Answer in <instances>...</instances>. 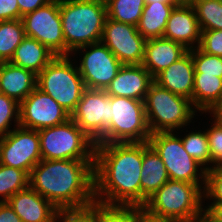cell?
Returning a JSON list of instances; mask_svg holds the SVG:
<instances>
[{
  "label": "cell",
  "instance_id": "obj_1",
  "mask_svg": "<svg viewBox=\"0 0 222 222\" xmlns=\"http://www.w3.org/2000/svg\"><path fill=\"white\" fill-rule=\"evenodd\" d=\"M142 163L143 142L96 144L95 201L140 206Z\"/></svg>",
  "mask_w": 222,
  "mask_h": 222
},
{
  "label": "cell",
  "instance_id": "obj_2",
  "mask_svg": "<svg viewBox=\"0 0 222 222\" xmlns=\"http://www.w3.org/2000/svg\"><path fill=\"white\" fill-rule=\"evenodd\" d=\"M94 161L42 159L29 174V186L56 208L89 205L95 200Z\"/></svg>",
  "mask_w": 222,
  "mask_h": 222
},
{
  "label": "cell",
  "instance_id": "obj_3",
  "mask_svg": "<svg viewBox=\"0 0 222 222\" xmlns=\"http://www.w3.org/2000/svg\"><path fill=\"white\" fill-rule=\"evenodd\" d=\"M60 16L66 43L71 51L101 41L107 18L105 0H60Z\"/></svg>",
  "mask_w": 222,
  "mask_h": 222
},
{
  "label": "cell",
  "instance_id": "obj_4",
  "mask_svg": "<svg viewBox=\"0 0 222 222\" xmlns=\"http://www.w3.org/2000/svg\"><path fill=\"white\" fill-rule=\"evenodd\" d=\"M201 190L194 183L168 180L142 207L161 217H172L185 222H203Z\"/></svg>",
  "mask_w": 222,
  "mask_h": 222
},
{
  "label": "cell",
  "instance_id": "obj_5",
  "mask_svg": "<svg viewBox=\"0 0 222 222\" xmlns=\"http://www.w3.org/2000/svg\"><path fill=\"white\" fill-rule=\"evenodd\" d=\"M191 100L174 94L154 81L144 99L147 123L151 134L173 132L194 118Z\"/></svg>",
  "mask_w": 222,
  "mask_h": 222
},
{
  "label": "cell",
  "instance_id": "obj_6",
  "mask_svg": "<svg viewBox=\"0 0 222 222\" xmlns=\"http://www.w3.org/2000/svg\"><path fill=\"white\" fill-rule=\"evenodd\" d=\"M38 134L44 160H95L96 143L71 118Z\"/></svg>",
  "mask_w": 222,
  "mask_h": 222
},
{
  "label": "cell",
  "instance_id": "obj_7",
  "mask_svg": "<svg viewBox=\"0 0 222 222\" xmlns=\"http://www.w3.org/2000/svg\"><path fill=\"white\" fill-rule=\"evenodd\" d=\"M150 136L144 101L110 96L109 128L96 144L148 142Z\"/></svg>",
  "mask_w": 222,
  "mask_h": 222
},
{
  "label": "cell",
  "instance_id": "obj_8",
  "mask_svg": "<svg viewBox=\"0 0 222 222\" xmlns=\"http://www.w3.org/2000/svg\"><path fill=\"white\" fill-rule=\"evenodd\" d=\"M37 87L51 96L70 115L86 90L78 67L72 66L68 56H56L37 75Z\"/></svg>",
  "mask_w": 222,
  "mask_h": 222
},
{
  "label": "cell",
  "instance_id": "obj_9",
  "mask_svg": "<svg viewBox=\"0 0 222 222\" xmlns=\"http://www.w3.org/2000/svg\"><path fill=\"white\" fill-rule=\"evenodd\" d=\"M148 142L163 161L169 180L194 183L202 188L197 174L202 165L184 149L181 138L172 132H158L151 134Z\"/></svg>",
  "mask_w": 222,
  "mask_h": 222
},
{
  "label": "cell",
  "instance_id": "obj_10",
  "mask_svg": "<svg viewBox=\"0 0 222 222\" xmlns=\"http://www.w3.org/2000/svg\"><path fill=\"white\" fill-rule=\"evenodd\" d=\"M25 36L46 46L56 56H66V43L60 16V0L27 13L22 17Z\"/></svg>",
  "mask_w": 222,
  "mask_h": 222
},
{
  "label": "cell",
  "instance_id": "obj_11",
  "mask_svg": "<svg viewBox=\"0 0 222 222\" xmlns=\"http://www.w3.org/2000/svg\"><path fill=\"white\" fill-rule=\"evenodd\" d=\"M42 160L38 130L18 126L0 138V164L30 174Z\"/></svg>",
  "mask_w": 222,
  "mask_h": 222
},
{
  "label": "cell",
  "instance_id": "obj_12",
  "mask_svg": "<svg viewBox=\"0 0 222 222\" xmlns=\"http://www.w3.org/2000/svg\"><path fill=\"white\" fill-rule=\"evenodd\" d=\"M101 42L123 64H142L147 40L137 27L106 18Z\"/></svg>",
  "mask_w": 222,
  "mask_h": 222
},
{
  "label": "cell",
  "instance_id": "obj_13",
  "mask_svg": "<svg viewBox=\"0 0 222 222\" xmlns=\"http://www.w3.org/2000/svg\"><path fill=\"white\" fill-rule=\"evenodd\" d=\"M88 47L90 51H86ZM79 49L85 50L78 70L86 89L106 90L123 64L101 41L75 51Z\"/></svg>",
  "mask_w": 222,
  "mask_h": 222
},
{
  "label": "cell",
  "instance_id": "obj_14",
  "mask_svg": "<svg viewBox=\"0 0 222 222\" xmlns=\"http://www.w3.org/2000/svg\"><path fill=\"white\" fill-rule=\"evenodd\" d=\"M71 115L51 96L36 87L19 106V126L40 130L69 120Z\"/></svg>",
  "mask_w": 222,
  "mask_h": 222
},
{
  "label": "cell",
  "instance_id": "obj_15",
  "mask_svg": "<svg viewBox=\"0 0 222 222\" xmlns=\"http://www.w3.org/2000/svg\"><path fill=\"white\" fill-rule=\"evenodd\" d=\"M110 96L105 90L86 89L71 119L96 143L109 128Z\"/></svg>",
  "mask_w": 222,
  "mask_h": 222
},
{
  "label": "cell",
  "instance_id": "obj_16",
  "mask_svg": "<svg viewBox=\"0 0 222 222\" xmlns=\"http://www.w3.org/2000/svg\"><path fill=\"white\" fill-rule=\"evenodd\" d=\"M163 37L182 44L188 50L193 48L191 44L194 45L195 42L199 47L201 29L189 1L179 3L171 11Z\"/></svg>",
  "mask_w": 222,
  "mask_h": 222
},
{
  "label": "cell",
  "instance_id": "obj_17",
  "mask_svg": "<svg viewBox=\"0 0 222 222\" xmlns=\"http://www.w3.org/2000/svg\"><path fill=\"white\" fill-rule=\"evenodd\" d=\"M153 81V77L142 64L122 65L105 91L109 96L144 101Z\"/></svg>",
  "mask_w": 222,
  "mask_h": 222
},
{
  "label": "cell",
  "instance_id": "obj_18",
  "mask_svg": "<svg viewBox=\"0 0 222 222\" xmlns=\"http://www.w3.org/2000/svg\"><path fill=\"white\" fill-rule=\"evenodd\" d=\"M194 73L192 54L188 50L181 58L161 71L153 79L161 87L191 100L192 103Z\"/></svg>",
  "mask_w": 222,
  "mask_h": 222
},
{
  "label": "cell",
  "instance_id": "obj_19",
  "mask_svg": "<svg viewBox=\"0 0 222 222\" xmlns=\"http://www.w3.org/2000/svg\"><path fill=\"white\" fill-rule=\"evenodd\" d=\"M22 222H53L57 208L30 186L14 194L8 201Z\"/></svg>",
  "mask_w": 222,
  "mask_h": 222
},
{
  "label": "cell",
  "instance_id": "obj_20",
  "mask_svg": "<svg viewBox=\"0 0 222 222\" xmlns=\"http://www.w3.org/2000/svg\"><path fill=\"white\" fill-rule=\"evenodd\" d=\"M187 51L188 49L182 44L164 37L149 39L145 45L142 65L154 78L181 58Z\"/></svg>",
  "mask_w": 222,
  "mask_h": 222
},
{
  "label": "cell",
  "instance_id": "obj_21",
  "mask_svg": "<svg viewBox=\"0 0 222 222\" xmlns=\"http://www.w3.org/2000/svg\"><path fill=\"white\" fill-rule=\"evenodd\" d=\"M37 87V75L11 62L0 63V93L19 104Z\"/></svg>",
  "mask_w": 222,
  "mask_h": 222
},
{
  "label": "cell",
  "instance_id": "obj_22",
  "mask_svg": "<svg viewBox=\"0 0 222 222\" xmlns=\"http://www.w3.org/2000/svg\"><path fill=\"white\" fill-rule=\"evenodd\" d=\"M169 180L165 165L159 154L143 142V163L140 181V206H143L159 188Z\"/></svg>",
  "mask_w": 222,
  "mask_h": 222
},
{
  "label": "cell",
  "instance_id": "obj_23",
  "mask_svg": "<svg viewBox=\"0 0 222 222\" xmlns=\"http://www.w3.org/2000/svg\"><path fill=\"white\" fill-rule=\"evenodd\" d=\"M55 57L56 55L38 40L25 36L10 62L38 75Z\"/></svg>",
  "mask_w": 222,
  "mask_h": 222
},
{
  "label": "cell",
  "instance_id": "obj_24",
  "mask_svg": "<svg viewBox=\"0 0 222 222\" xmlns=\"http://www.w3.org/2000/svg\"><path fill=\"white\" fill-rule=\"evenodd\" d=\"M179 3L181 2L145 3L137 25L138 32L146 40L163 37L171 11Z\"/></svg>",
  "mask_w": 222,
  "mask_h": 222
},
{
  "label": "cell",
  "instance_id": "obj_25",
  "mask_svg": "<svg viewBox=\"0 0 222 222\" xmlns=\"http://www.w3.org/2000/svg\"><path fill=\"white\" fill-rule=\"evenodd\" d=\"M222 98V78L194 73L192 106L199 111H210Z\"/></svg>",
  "mask_w": 222,
  "mask_h": 222
},
{
  "label": "cell",
  "instance_id": "obj_26",
  "mask_svg": "<svg viewBox=\"0 0 222 222\" xmlns=\"http://www.w3.org/2000/svg\"><path fill=\"white\" fill-rule=\"evenodd\" d=\"M24 37L22 19L0 21V63L10 62Z\"/></svg>",
  "mask_w": 222,
  "mask_h": 222
},
{
  "label": "cell",
  "instance_id": "obj_27",
  "mask_svg": "<svg viewBox=\"0 0 222 222\" xmlns=\"http://www.w3.org/2000/svg\"><path fill=\"white\" fill-rule=\"evenodd\" d=\"M105 2L108 18L137 27L145 7L144 0H105Z\"/></svg>",
  "mask_w": 222,
  "mask_h": 222
},
{
  "label": "cell",
  "instance_id": "obj_28",
  "mask_svg": "<svg viewBox=\"0 0 222 222\" xmlns=\"http://www.w3.org/2000/svg\"><path fill=\"white\" fill-rule=\"evenodd\" d=\"M201 31L222 30V0H189Z\"/></svg>",
  "mask_w": 222,
  "mask_h": 222
},
{
  "label": "cell",
  "instance_id": "obj_29",
  "mask_svg": "<svg viewBox=\"0 0 222 222\" xmlns=\"http://www.w3.org/2000/svg\"><path fill=\"white\" fill-rule=\"evenodd\" d=\"M140 206L108 205L95 201L96 222H139Z\"/></svg>",
  "mask_w": 222,
  "mask_h": 222
},
{
  "label": "cell",
  "instance_id": "obj_30",
  "mask_svg": "<svg viewBox=\"0 0 222 222\" xmlns=\"http://www.w3.org/2000/svg\"><path fill=\"white\" fill-rule=\"evenodd\" d=\"M29 186V175L18 168L0 164V202H7L14 194Z\"/></svg>",
  "mask_w": 222,
  "mask_h": 222
},
{
  "label": "cell",
  "instance_id": "obj_31",
  "mask_svg": "<svg viewBox=\"0 0 222 222\" xmlns=\"http://www.w3.org/2000/svg\"><path fill=\"white\" fill-rule=\"evenodd\" d=\"M184 149L202 166L211 163L210 149L207 133L191 132L183 139L181 138Z\"/></svg>",
  "mask_w": 222,
  "mask_h": 222
},
{
  "label": "cell",
  "instance_id": "obj_32",
  "mask_svg": "<svg viewBox=\"0 0 222 222\" xmlns=\"http://www.w3.org/2000/svg\"><path fill=\"white\" fill-rule=\"evenodd\" d=\"M194 47L189 51L192 54L195 73L210 74L222 78V57L207 54L198 46L195 47L196 49Z\"/></svg>",
  "mask_w": 222,
  "mask_h": 222
},
{
  "label": "cell",
  "instance_id": "obj_33",
  "mask_svg": "<svg viewBox=\"0 0 222 222\" xmlns=\"http://www.w3.org/2000/svg\"><path fill=\"white\" fill-rule=\"evenodd\" d=\"M203 169V170H202ZM201 180L203 179L206 198L215 199L213 202H222V167H201Z\"/></svg>",
  "mask_w": 222,
  "mask_h": 222
},
{
  "label": "cell",
  "instance_id": "obj_34",
  "mask_svg": "<svg viewBox=\"0 0 222 222\" xmlns=\"http://www.w3.org/2000/svg\"><path fill=\"white\" fill-rule=\"evenodd\" d=\"M61 219L63 222H96L95 221V200L86 206L57 208L54 221Z\"/></svg>",
  "mask_w": 222,
  "mask_h": 222
},
{
  "label": "cell",
  "instance_id": "obj_35",
  "mask_svg": "<svg viewBox=\"0 0 222 222\" xmlns=\"http://www.w3.org/2000/svg\"><path fill=\"white\" fill-rule=\"evenodd\" d=\"M19 106L17 101L0 93V138L11 131L9 127L12 118L16 119L14 121H16L17 127L19 126Z\"/></svg>",
  "mask_w": 222,
  "mask_h": 222
},
{
  "label": "cell",
  "instance_id": "obj_36",
  "mask_svg": "<svg viewBox=\"0 0 222 222\" xmlns=\"http://www.w3.org/2000/svg\"><path fill=\"white\" fill-rule=\"evenodd\" d=\"M211 163H215L214 167H222V123L214 120L212 128L206 131Z\"/></svg>",
  "mask_w": 222,
  "mask_h": 222
},
{
  "label": "cell",
  "instance_id": "obj_37",
  "mask_svg": "<svg viewBox=\"0 0 222 222\" xmlns=\"http://www.w3.org/2000/svg\"><path fill=\"white\" fill-rule=\"evenodd\" d=\"M199 48L207 54L222 57V30L201 31Z\"/></svg>",
  "mask_w": 222,
  "mask_h": 222
},
{
  "label": "cell",
  "instance_id": "obj_38",
  "mask_svg": "<svg viewBox=\"0 0 222 222\" xmlns=\"http://www.w3.org/2000/svg\"><path fill=\"white\" fill-rule=\"evenodd\" d=\"M19 19L17 0H0V21Z\"/></svg>",
  "mask_w": 222,
  "mask_h": 222
},
{
  "label": "cell",
  "instance_id": "obj_39",
  "mask_svg": "<svg viewBox=\"0 0 222 222\" xmlns=\"http://www.w3.org/2000/svg\"><path fill=\"white\" fill-rule=\"evenodd\" d=\"M53 0H17L19 7V19L30 12L37 10Z\"/></svg>",
  "mask_w": 222,
  "mask_h": 222
},
{
  "label": "cell",
  "instance_id": "obj_40",
  "mask_svg": "<svg viewBox=\"0 0 222 222\" xmlns=\"http://www.w3.org/2000/svg\"><path fill=\"white\" fill-rule=\"evenodd\" d=\"M204 211L203 222H222V202H213Z\"/></svg>",
  "mask_w": 222,
  "mask_h": 222
},
{
  "label": "cell",
  "instance_id": "obj_41",
  "mask_svg": "<svg viewBox=\"0 0 222 222\" xmlns=\"http://www.w3.org/2000/svg\"><path fill=\"white\" fill-rule=\"evenodd\" d=\"M0 222H22L8 202H0Z\"/></svg>",
  "mask_w": 222,
  "mask_h": 222
},
{
  "label": "cell",
  "instance_id": "obj_42",
  "mask_svg": "<svg viewBox=\"0 0 222 222\" xmlns=\"http://www.w3.org/2000/svg\"><path fill=\"white\" fill-rule=\"evenodd\" d=\"M139 222H185L180 219L172 218V217H161L154 215L147 210H145L142 206H140V220Z\"/></svg>",
  "mask_w": 222,
  "mask_h": 222
},
{
  "label": "cell",
  "instance_id": "obj_43",
  "mask_svg": "<svg viewBox=\"0 0 222 222\" xmlns=\"http://www.w3.org/2000/svg\"><path fill=\"white\" fill-rule=\"evenodd\" d=\"M209 112L213 114L216 121L222 123V98Z\"/></svg>",
  "mask_w": 222,
  "mask_h": 222
},
{
  "label": "cell",
  "instance_id": "obj_44",
  "mask_svg": "<svg viewBox=\"0 0 222 222\" xmlns=\"http://www.w3.org/2000/svg\"><path fill=\"white\" fill-rule=\"evenodd\" d=\"M145 3H158V2H181L180 0H144Z\"/></svg>",
  "mask_w": 222,
  "mask_h": 222
}]
</instances>
